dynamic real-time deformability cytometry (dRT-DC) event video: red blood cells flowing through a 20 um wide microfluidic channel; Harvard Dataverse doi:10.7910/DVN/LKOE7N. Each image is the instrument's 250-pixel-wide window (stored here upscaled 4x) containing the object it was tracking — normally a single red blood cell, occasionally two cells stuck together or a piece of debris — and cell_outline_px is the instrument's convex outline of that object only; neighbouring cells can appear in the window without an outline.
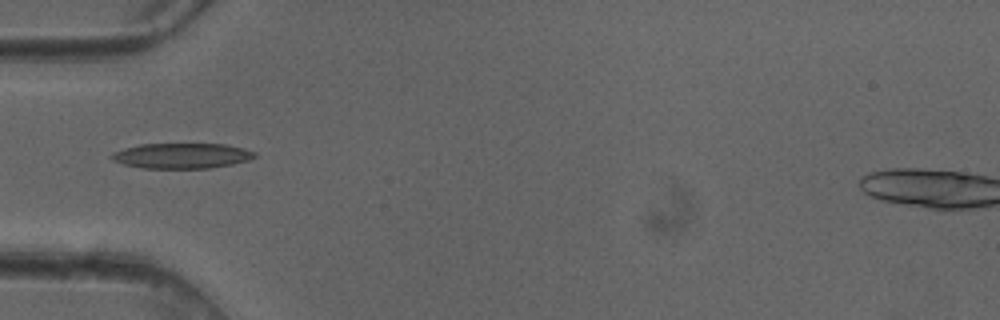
{"species": "common noctule bat (a hibernating species)", "species_latin": "Nyctalus noctula", "temperature_condition": "cold", "stored_images_in_passage": 6, "camera_frame_rate_fps": 3000, "um_per_image_px": 0.085, "animal": {"sex": "female"}, "frame": {"image": 1, "passage_image": 1, "time_ms": 0.0, "image_size_px": [1000, 320], "cell_outline_px": [[256, 156], [248, 160], [232, 164], [208, 168], [140, 168], [124, 164], [112, 160], [108, 156], [112, 152], [124, 148], [140, 144], [224, 144], [244, 148], [256, 152]], "centroid_in_image_um": [15.41, 13.24], "position_along_channel_um": 69.6, "area_um2": 21.15}}
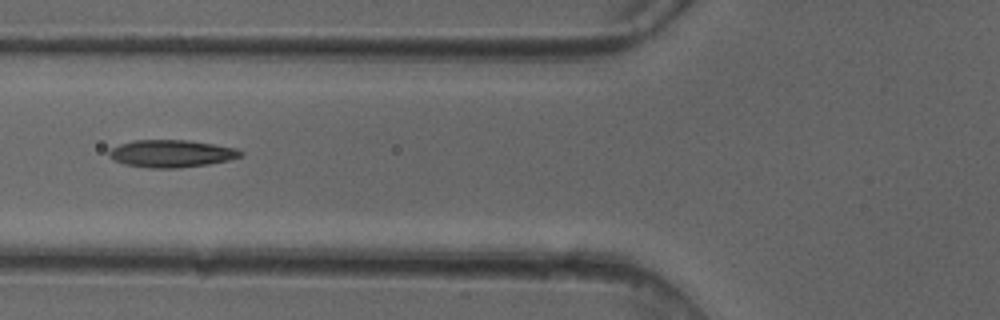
{"frame": {"image": 2, "passage_image": 4, "time_ms": 1.0, "image_size_px": [1000, 320], "cell_outline_px": [[244, 152], [240, 156], [228, 160], [208, 164], [180, 168], [148, 168], [124, 164], [108, 156], [108, 152], [112, 148], [120, 144], [132, 140], [188, 140], [236, 148]], "centroid_in_image_um": [14.55, 13.05], "position_along_channel_um": 111.3, "area_um2": 20.92}}